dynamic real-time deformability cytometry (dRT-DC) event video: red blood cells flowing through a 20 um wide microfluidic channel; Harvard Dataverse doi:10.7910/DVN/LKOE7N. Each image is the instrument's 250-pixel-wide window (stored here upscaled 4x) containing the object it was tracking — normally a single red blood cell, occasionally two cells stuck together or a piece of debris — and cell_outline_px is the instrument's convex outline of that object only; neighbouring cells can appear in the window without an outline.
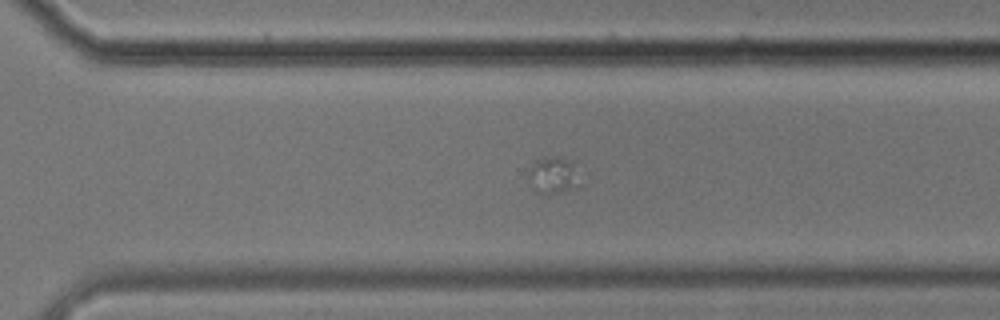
{"species": "common noctule bat (a hibernating species)", "species_latin": "Nyctalus noctula", "temperature_condition": "cold", "stored_images_in_passage": 33, "camera_frame_rate_fps": 3000, "um_per_image_px": 0.085, "animal": {"sex": "male", "body_mass_g": 17.9}, "frame": {"image": 1, "passage_image": 29, "time_ms": 9.333, "image_size_px": [1000, 320], "cell_outline_px": [[580, 188], [548, 196], [544, 196], [540, 192], [528, 176], [528, 172], [532, 164], [536, 160], [552, 156], [556, 156], [572, 160], [580, 184]], "centroid_in_image_um": [47.09, 14.92], "position_along_channel_um": 323.5, "area_um2": 11.1}}
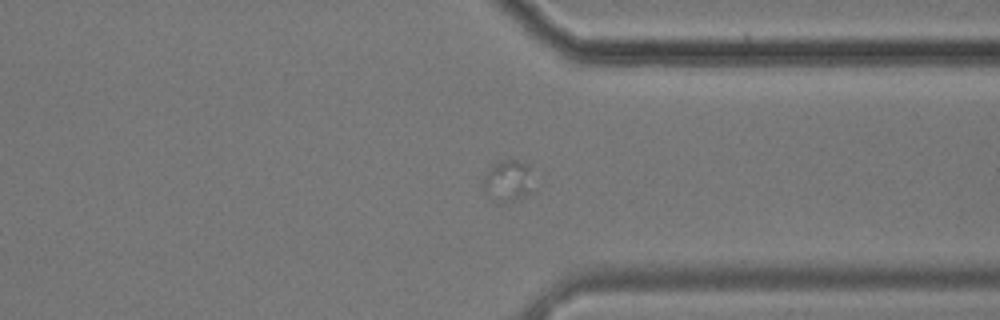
{"frame": {"image": 2, "passage_image": 33, "time_ms": 10.667, "image_size_px": [1000, 320], "cell_outline_px": [[532, 192], [528, 196], [516, 200], [512, 200], [484, 192], [484, 176], [488, 168], [500, 160], [516, 160], [524, 164], [528, 168]], "centroid_in_image_um": [43.19, 15.31], "position_along_channel_um": 368.2, "area_um2": 11.16}}